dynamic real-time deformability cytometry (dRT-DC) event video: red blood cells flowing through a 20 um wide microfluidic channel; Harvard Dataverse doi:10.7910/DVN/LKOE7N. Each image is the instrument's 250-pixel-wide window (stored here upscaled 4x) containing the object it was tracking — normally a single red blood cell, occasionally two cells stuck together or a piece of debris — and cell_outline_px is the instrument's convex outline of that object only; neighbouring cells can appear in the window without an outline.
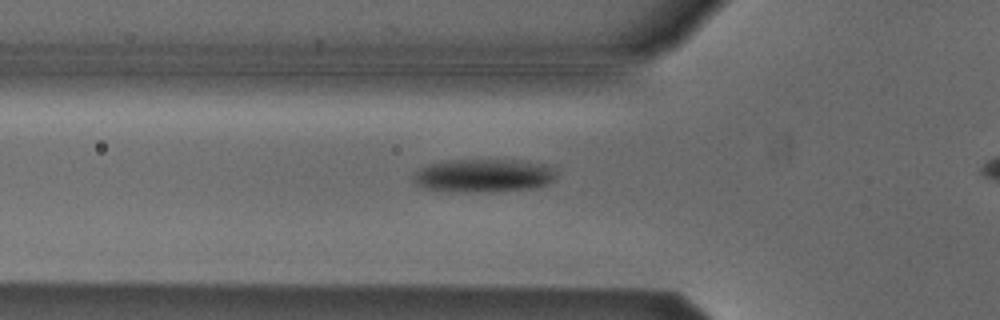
{"species": "Egyptian fruit bat (a non-hibernating species)", "species_latin": "Rousettus aegyptiacus", "temperature_condition": "cold", "stored_images_in_passage": 34, "camera_frame_rate_fps": 3000, "um_per_image_px": 0.085, "animal": {"sex": "male"}, "frame": {"image": 1, "passage_image": 8, "time_ms": 2.333, "image_size_px": [1000, 320], "cell_outline_px": [[560, 172], [556, 180], [548, 184], [532, 188], [476, 192], [448, 192], [424, 188], [416, 184], [412, 180], [412, 176], [420, 168], [428, 164], [448, 160], [528, 160], [544, 164]], "centroid_in_image_um": [41.13, 14.92], "position_along_channel_um": 84.7, "area_um2": 28.21}}
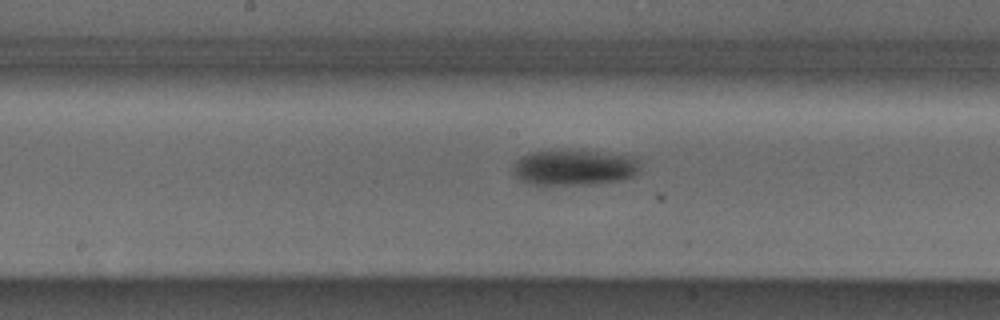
{"frame": {"image": 2, "passage_image": 17, "time_ms": 5.333, "image_size_px": [1000, 320], "cell_outline_px": [[640, 168], [632, 176], [624, 180], [592, 184], [528, 184], [520, 180], [512, 172], [512, 164], [520, 156], [532, 152], [560, 148], [568, 148], [640, 156]], "centroid_in_image_um": [48.82, 14.19], "position_along_channel_um": 199.4, "area_um2": 27.51}}
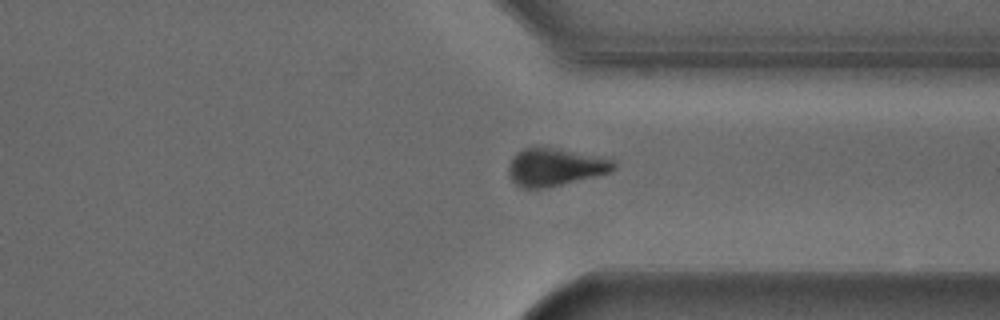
{"frame": {"image": 3, "passage_image": 30, "time_ms": 9.667, "image_size_px": [1000, 320], "cell_outline_px": [[616, 168], [612, 172], [544, 188], [524, 188], [516, 184], [512, 180], [508, 172], [508, 168], [516, 152], [524, 148], [556, 148], [612, 160], [616, 164]], "centroid_in_image_um": [47.17, 14.21], "position_along_channel_um": 364.2, "area_um2": 22.48}}